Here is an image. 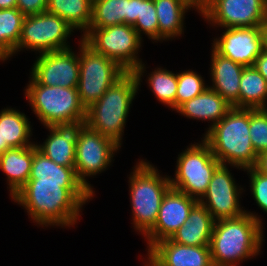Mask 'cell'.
<instances>
[{
  "label": "cell",
  "instance_id": "cell-1",
  "mask_svg": "<svg viewBox=\"0 0 267 266\" xmlns=\"http://www.w3.org/2000/svg\"><path fill=\"white\" fill-rule=\"evenodd\" d=\"M93 194L81 182L28 180L12 197L39 226L75 225L80 211Z\"/></svg>",
  "mask_w": 267,
  "mask_h": 266
},
{
  "label": "cell",
  "instance_id": "cell-2",
  "mask_svg": "<svg viewBox=\"0 0 267 266\" xmlns=\"http://www.w3.org/2000/svg\"><path fill=\"white\" fill-rule=\"evenodd\" d=\"M260 218L245 211L237 218L214 222L209 245L214 266H237L240 261L259 255L264 242Z\"/></svg>",
  "mask_w": 267,
  "mask_h": 266
},
{
  "label": "cell",
  "instance_id": "cell-3",
  "mask_svg": "<svg viewBox=\"0 0 267 266\" xmlns=\"http://www.w3.org/2000/svg\"><path fill=\"white\" fill-rule=\"evenodd\" d=\"M250 109L233 107L202 138L223 165L237 169L255 167L258 155L250 139Z\"/></svg>",
  "mask_w": 267,
  "mask_h": 266
},
{
  "label": "cell",
  "instance_id": "cell-4",
  "mask_svg": "<svg viewBox=\"0 0 267 266\" xmlns=\"http://www.w3.org/2000/svg\"><path fill=\"white\" fill-rule=\"evenodd\" d=\"M138 90L135 73L126 72L86 109V125L121 146L125 123Z\"/></svg>",
  "mask_w": 267,
  "mask_h": 266
},
{
  "label": "cell",
  "instance_id": "cell-5",
  "mask_svg": "<svg viewBox=\"0 0 267 266\" xmlns=\"http://www.w3.org/2000/svg\"><path fill=\"white\" fill-rule=\"evenodd\" d=\"M128 182L132 224L137 232L145 235L154 226L162 199L171 188L169 176H161L154 165L141 159L130 173Z\"/></svg>",
  "mask_w": 267,
  "mask_h": 266
},
{
  "label": "cell",
  "instance_id": "cell-6",
  "mask_svg": "<svg viewBox=\"0 0 267 266\" xmlns=\"http://www.w3.org/2000/svg\"><path fill=\"white\" fill-rule=\"evenodd\" d=\"M95 52L114 60L126 72H134L139 86L146 71L137 56L142 38L129 24H118L104 28H88L81 38Z\"/></svg>",
  "mask_w": 267,
  "mask_h": 266
},
{
  "label": "cell",
  "instance_id": "cell-7",
  "mask_svg": "<svg viewBox=\"0 0 267 266\" xmlns=\"http://www.w3.org/2000/svg\"><path fill=\"white\" fill-rule=\"evenodd\" d=\"M30 78L25 97L43 126L86 119V109L80 101L77 87H51Z\"/></svg>",
  "mask_w": 267,
  "mask_h": 266
},
{
  "label": "cell",
  "instance_id": "cell-8",
  "mask_svg": "<svg viewBox=\"0 0 267 266\" xmlns=\"http://www.w3.org/2000/svg\"><path fill=\"white\" fill-rule=\"evenodd\" d=\"M187 147L178 155L171 188L200 200L206 193L215 170L221 165L211 148L202 140Z\"/></svg>",
  "mask_w": 267,
  "mask_h": 266
},
{
  "label": "cell",
  "instance_id": "cell-9",
  "mask_svg": "<svg viewBox=\"0 0 267 266\" xmlns=\"http://www.w3.org/2000/svg\"><path fill=\"white\" fill-rule=\"evenodd\" d=\"M79 44L80 71L77 89L82 105L88 109L126 71L114 60L95 52L82 39Z\"/></svg>",
  "mask_w": 267,
  "mask_h": 266
},
{
  "label": "cell",
  "instance_id": "cell-10",
  "mask_svg": "<svg viewBox=\"0 0 267 266\" xmlns=\"http://www.w3.org/2000/svg\"><path fill=\"white\" fill-rule=\"evenodd\" d=\"M73 30L61 17L47 11L25 16L15 53L24 48L40 54L68 49L67 39Z\"/></svg>",
  "mask_w": 267,
  "mask_h": 266
},
{
  "label": "cell",
  "instance_id": "cell-11",
  "mask_svg": "<svg viewBox=\"0 0 267 266\" xmlns=\"http://www.w3.org/2000/svg\"><path fill=\"white\" fill-rule=\"evenodd\" d=\"M121 147L114 141L85 125L76 144L75 173L78 180L93 195L95 194L86 177H92L107 170L116 151Z\"/></svg>",
  "mask_w": 267,
  "mask_h": 266
},
{
  "label": "cell",
  "instance_id": "cell-12",
  "mask_svg": "<svg viewBox=\"0 0 267 266\" xmlns=\"http://www.w3.org/2000/svg\"><path fill=\"white\" fill-rule=\"evenodd\" d=\"M201 16L212 27L262 26L267 17V0H210Z\"/></svg>",
  "mask_w": 267,
  "mask_h": 266
},
{
  "label": "cell",
  "instance_id": "cell-13",
  "mask_svg": "<svg viewBox=\"0 0 267 266\" xmlns=\"http://www.w3.org/2000/svg\"><path fill=\"white\" fill-rule=\"evenodd\" d=\"M227 166L221 164L215 170L206 193L198 201L206 207L215 221L237 218L246 211L240 207L239 202V197L244 189L236 185Z\"/></svg>",
  "mask_w": 267,
  "mask_h": 266
},
{
  "label": "cell",
  "instance_id": "cell-14",
  "mask_svg": "<svg viewBox=\"0 0 267 266\" xmlns=\"http://www.w3.org/2000/svg\"><path fill=\"white\" fill-rule=\"evenodd\" d=\"M32 67L31 77L41 85L77 87L79 81V54L70 48L39 54Z\"/></svg>",
  "mask_w": 267,
  "mask_h": 266
},
{
  "label": "cell",
  "instance_id": "cell-15",
  "mask_svg": "<svg viewBox=\"0 0 267 266\" xmlns=\"http://www.w3.org/2000/svg\"><path fill=\"white\" fill-rule=\"evenodd\" d=\"M212 49L219 55L244 66H253L264 51L261 26L225 28L221 38L214 39Z\"/></svg>",
  "mask_w": 267,
  "mask_h": 266
},
{
  "label": "cell",
  "instance_id": "cell-16",
  "mask_svg": "<svg viewBox=\"0 0 267 266\" xmlns=\"http://www.w3.org/2000/svg\"><path fill=\"white\" fill-rule=\"evenodd\" d=\"M197 203L198 200L195 198L170 188L162 199L154 226L144 235L147 239V249L149 250L156 242L171 238L184 225L191 209Z\"/></svg>",
  "mask_w": 267,
  "mask_h": 266
},
{
  "label": "cell",
  "instance_id": "cell-17",
  "mask_svg": "<svg viewBox=\"0 0 267 266\" xmlns=\"http://www.w3.org/2000/svg\"><path fill=\"white\" fill-rule=\"evenodd\" d=\"M144 266H214L209 246L181 245L170 238L156 242Z\"/></svg>",
  "mask_w": 267,
  "mask_h": 266
},
{
  "label": "cell",
  "instance_id": "cell-18",
  "mask_svg": "<svg viewBox=\"0 0 267 266\" xmlns=\"http://www.w3.org/2000/svg\"><path fill=\"white\" fill-rule=\"evenodd\" d=\"M85 125V120H79L46 126L45 128L49 129L50 135L42 145L36 144L37 149L56 164L74 167L76 144Z\"/></svg>",
  "mask_w": 267,
  "mask_h": 266
},
{
  "label": "cell",
  "instance_id": "cell-19",
  "mask_svg": "<svg viewBox=\"0 0 267 266\" xmlns=\"http://www.w3.org/2000/svg\"><path fill=\"white\" fill-rule=\"evenodd\" d=\"M210 76L212 88L231 106L239 108V90L244 66L217 54L212 49Z\"/></svg>",
  "mask_w": 267,
  "mask_h": 266
},
{
  "label": "cell",
  "instance_id": "cell-20",
  "mask_svg": "<svg viewBox=\"0 0 267 266\" xmlns=\"http://www.w3.org/2000/svg\"><path fill=\"white\" fill-rule=\"evenodd\" d=\"M233 108L212 88H206L198 96L181 104L175 111L189 119L208 120L214 126Z\"/></svg>",
  "mask_w": 267,
  "mask_h": 266
},
{
  "label": "cell",
  "instance_id": "cell-21",
  "mask_svg": "<svg viewBox=\"0 0 267 266\" xmlns=\"http://www.w3.org/2000/svg\"><path fill=\"white\" fill-rule=\"evenodd\" d=\"M215 220L199 202L191 209L188 219L170 238L173 242L190 246H209Z\"/></svg>",
  "mask_w": 267,
  "mask_h": 266
},
{
  "label": "cell",
  "instance_id": "cell-22",
  "mask_svg": "<svg viewBox=\"0 0 267 266\" xmlns=\"http://www.w3.org/2000/svg\"><path fill=\"white\" fill-rule=\"evenodd\" d=\"M26 115L15 108H4L0 112V154L11 148L34 145L29 138L32 127Z\"/></svg>",
  "mask_w": 267,
  "mask_h": 266
},
{
  "label": "cell",
  "instance_id": "cell-23",
  "mask_svg": "<svg viewBox=\"0 0 267 266\" xmlns=\"http://www.w3.org/2000/svg\"><path fill=\"white\" fill-rule=\"evenodd\" d=\"M33 162V145L11 148L0 154V169L6 174L11 198L29 180Z\"/></svg>",
  "mask_w": 267,
  "mask_h": 266
},
{
  "label": "cell",
  "instance_id": "cell-24",
  "mask_svg": "<svg viewBox=\"0 0 267 266\" xmlns=\"http://www.w3.org/2000/svg\"><path fill=\"white\" fill-rule=\"evenodd\" d=\"M158 18V41L174 39L184 32V16L191 7L183 0H153Z\"/></svg>",
  "mask_w": 267,
  "mask_h": 266
},
{
  "label": "cell",
  "instance_id": "cell-25",
  "mask_svg": "<svg viewBox=\"0 0 267 266\" xmlns=\"http://www.w3.org/2000/svg\"><path fill=\"white\" fill-rule=\"evenodd\" d=\"M46 11L61 17L74 30H82L84 35L92 19V1L48 0Z\"/></svg>",
  "mask_w": 267,
  "mask_h": 266
},
{
  "label": "cell",
  "instance_id": "cell-26",
  "mask_svg": "<svg viewBox=\"0 0 267 266\" xmlns=\"http://www.w3.org/2000/svg\"><path fill=\"white\" fill-rule=\"evenodd\" d=\"M239 86V108L262 109L267 104V81L254 66L244 67Z\"/></svg>",
  "mask_w": 267,
  "mask_h": 266
},
{
  "label": "cell",
  "instance_id": "cell-27",
  "mask_svg": "<svg viewBox=\"0 0 267 266\" xmlns=\"http://www.w3.org/2000/svg\"><path fill=\"white\" fill-rule=\"evenodd\" d=\"M25 15L18 8L0 9V61L15 54Z\"/></svg>",
  "mask_w": 267,
  "mask_h": 266
},
{
  "label": "cell",
  "instance_id": "cell-28",
  "mask_svg": "<svg viewBox=\"0 0 267 266\" xmlns=\"http://www.w3.org/2000/svg\"><path fill=\"white\" fill-rule=\"evenodd\" d=\"M29 180L50 182H80L74 167L56 164L33 145V162Z\"/></svg>",
  "mask_w": 267,
  "mask_h": 266
},
{
  "label": "cell",
  "instance_id": "cell-29",
  "mask_svg": "<svg viewBox=\"0 0 267 266\" xmlns=\"http://www.w3.org/2000/svg\"><path fill=\"white\" fill-rule=\"evenodd\" d=\"M128 16L129 0H94L89 28L128 24Z\"/></svg>",
  "mask_w": 267,
  "mask_h": 266
},
{
  "label": "cell",
  "instance_id": "cell-30",
  "mask_svg": "<svg viewBox=\"0 0 267 266\" xmlns=\"http://www.w3.org/2000/svg\"><path fill=\"white\" fill-rule=\"evenodd\" d=\"M147 81L157 100L175 110L177 73L158 67L149 74Z\"/></svg>",
  "mask_w": 267,
  "mask_h": 266
},
{
  "label": "cell",
  "instance_id": "cell-31",
  "mask_svg": "<svg viewBox=\"0 0 267 266\" xmlns=\"http://www.w3.org/2000/svg\"><path fill=\"white\" fill-rule=\"evenodd\" d=\"M204 79L192 70L177 73V93L175 96V110L186 101L201 94L206 86Z\"/></svg>",
  "mask_w": 267,
  "mask_h": 266
},
{
  "label": "cell",
  "instance_id": "cell-32",
  "mask_svg": "<svg viewBox=\"0 0 267 266\" xmlns=\"http://www.w3.org/2000/svg\"><path fill=\"white\" fill-rule=\"evenodd\" d=\"M132 27L141 38L143 33L149 39L158 41V18L153 0H140L139 15Z\"/></svg>",
  "mask_w": 267,
  "mask_h": 266
},
{
  "label": "cell",
  "instance_id": "cell-33",
  "mask_svg": "<svg viewBox=\"0 0 267 266\" xmlns=\"http://www.w3.org/2000/svg\"><path fill=\"white\" fill-rule=\"evenodd\" d=\"M250 139L257 155L267 151V114L263 109H250Z\"/></svg>",
  "mask_w": 267,
  "mask_h": 266
},
{
  "label": "cell",
  "instance_id": "cell-34",
  "mask_svg": "<svg viewBox=\"0 0 267 266\" xmlns=\"http://www.w3.org/2000/svg\"><path fill=\"white\" fill-rule=\"evenodd\" d=\"M250 176V190L257 206L267 213V176L260 173L255 167L244 169Z\"/></svg>",
  "mask_w": 267,
  "mask_h": 266
},
{
  "label": "cell",
  "instance_id": "cell-35",
  "mask_svg": "<svg viewBox=\"0 0 267 266\" xmlns=\"http://www.w3.org/2000/svg\"><path fill=\"white\" fill-rule=\"evenodd\" d=\"M48 0H17L18 8L25 16L36 15L47 10Z\"/></svg>",
  "mask_w": 267,
  "mask_h": 266
},
{
  "label": "cell",
  "instance_id": "cell-36",
  "mask_svg": "<svg viewBox=\"0 0 267 266\" xmlns=\"http://www.w3.org/2000/svg\"><path fill=\"white\" fill-rule=\"evenodd\" d=\"M253 66L267 81V52L265 50L257 57Z\"/></svg>",
  "mask_w": 267,
  "mask_h": 266
},
{
  "label": "cell",
  "instance_id": "cell-37",
  "mask_svg": "<svg viewBox=\"0 0 267 266\" xmlns=\"http://www.w3.org/2000/svg\"><path fill=\"white\" fill-rule=\"evenodd\" d=\"M140 10V0H129V16H128V24L133 25L137 16L139 15Z\"/></svg>",
  "mask_w": 267,
  "mask_h": 266
},
{
  "label": "cell",
  "instance_id": "cell-38",
  "mask_svg": "<svg viewBox=\"0 0 267 266\" xmlns=\"http://www.w3.org/2000/svg\"><path fill=\"white\" fill-rule=\"evenodd\" d=\"M190 7L196 9L200 14H202L209 6L210 0H183Z\"/></svg>",
  "mask_w": 267,
  "mask_h": 266
},
{
  "label": "cell",
  "instance_id": "cell-39",
  "mask_svg": "<svg viewBox=\"0 0 267 266\" xmlns=\"http://www.w3.org/2000/svg\"><path fill=\"white\" fill-rule=\"evenodd\" d=\"M255 168L262 174L267 176V151L258 155Z\"/></svg>",
  "mask_w": 267,
  "mask_h": 266
},
{
  "label": "cell",
  "instance_id": "cell-40",
  "mask_svg": "<svg viewBox=\"0 0 267 266\" xmlns=\"http://www.w3.org/2000/svg\"><path fill=\"white\" fill-rule=\"evenodd\" d=\"M17 0H0V9L16 8Z\"/></svg>",
  "mask_w": 267,
  "mask_h": 266
},
{
  "label": "cell",
  "instance_id": "cell-41",
  "mask_svg": "<svg viewBox=\"0 0 267 266\" xmlns=\"http://www.w3.org/2000/svg\"><path fill=\"white\" fill-rule=\"evenodd\" d=\"M261 29H262V35H263L264 50L267 52V17L265 21L263 22Z\"/></svg>",
  "mask_w": 267,
  "mask_h": 266
},
{
  "label": "cell",
  "instance_id": "cell-42",
  "mask_svg": "<svg viewBox=\"0 0 267 266\" xmlns=\"http://www.w3.org/2000/svg\"><path fill=\"white\" fill-rule=\"evenodd\" d=\"M262 109L267 114V104Z\"/></svg>",
  "mask_w": 267,
  "mask_h": 266
}]
</instances>
